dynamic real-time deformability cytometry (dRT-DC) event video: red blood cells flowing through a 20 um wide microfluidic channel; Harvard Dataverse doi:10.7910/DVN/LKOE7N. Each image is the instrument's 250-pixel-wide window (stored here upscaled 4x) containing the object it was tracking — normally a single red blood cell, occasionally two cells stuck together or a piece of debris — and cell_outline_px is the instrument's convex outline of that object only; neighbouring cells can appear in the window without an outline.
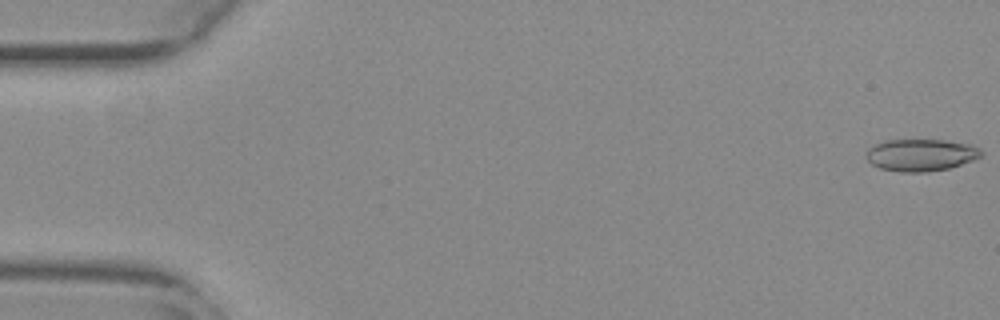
{"species": "common noctule bat (a hibernating species)", "species_latin": "Nyctalus noctula", "temperature_condition": "warm", "stored_images_in_passage": 8, "camera_frame_rate_fps": 3000, "um_per_image_px": 0.085, "animal": {"sex": "female", "body_mass_g": 29.2, "forearm_length_mm": 56.3}, "frame": {"image": 1, "passage_image": 1, "time_ms": 0.0, "image_size_px": [1000, 320], "cell_outline_px": [[984, 152], [976, 160], [948, 168], [924, 172], [900, 172], [880, 168], [872, 164], [868, 160], [868, 148], [876, 144], [888, 140], [944, 140], [972, 144], [980, 148]], "centroid_in_image_um": [78.34, 13.17], "position_along_channel_um": 6.7, "area_um2": 21.44}}